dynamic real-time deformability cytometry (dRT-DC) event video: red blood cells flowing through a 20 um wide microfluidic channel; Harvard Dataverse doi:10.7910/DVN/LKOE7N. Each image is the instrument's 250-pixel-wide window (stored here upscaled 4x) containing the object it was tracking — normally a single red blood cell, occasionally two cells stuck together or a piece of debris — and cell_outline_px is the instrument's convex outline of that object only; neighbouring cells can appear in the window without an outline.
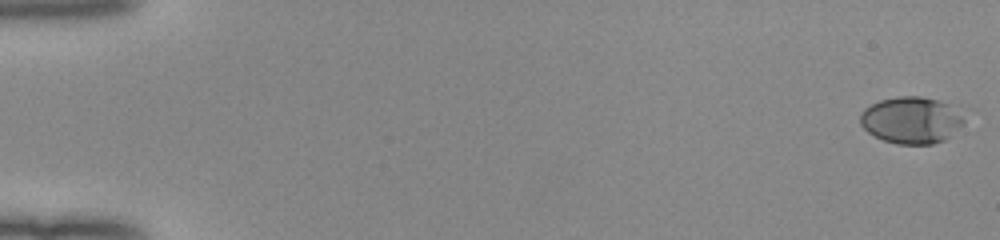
{"species": "human", "species_latin": "Homo sapiens", "temperature_condition": "room temperature", "stored_images_in_passage": 53, "camera_frame_rate_fps": 3000, "um_per_image_px": 0.085, "donor": {"sex": "female"}, "frame": {"image": 1, "passage_image": 1, "time_ms": 0.0, "image_size_px": [1000, 240], "cell_outline_px": [[968, 108], [964, 120], [944, 140], [932, 144], [896, 144], [884, 140], [868, 132], [860, 124], [860, 112], [864, 108], [880, 100], [896, 96], [920, 96], [940, 100]], "centroid_in_image_um": [77.53, 10.17], "position_along_channel_um": 7.5, "area_um2": 28.9}}
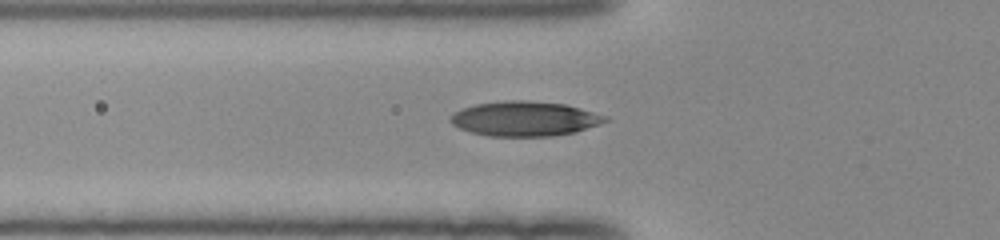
{"frame": {"image": 2, "passage_image": 20, "time_ms": 6.333, "image_size_px": [1000, 240], "cell_outline_px": [[612, 120], [576, 132], [552, 136], [488, 136], [472, 132], [460, 128], [452, 124], [448, 120], [448, 116], [464, 108], [476, 104], [504, 100], [524, 100], [564, 104], [580, 108], [608, 116]], "centroid_in_image_um": [44.63, 10.09], "position_along_channel_um": 81.2, "area_um2": 31.44}}
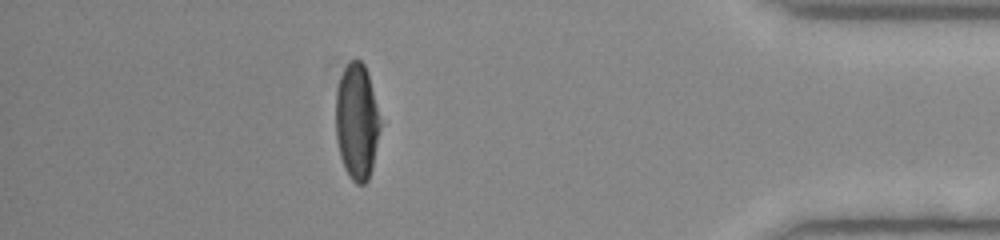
{"frame": {"image": 3, "passage_image": 47, "time_ms": 15.333, "image_size_px": [1000, 240], "cell_outline_px": [[380, 128], [372, 168], [368, 180], [364, 184], [356, 184], [352, 180], [344, 168], [340, 156], [336, 140], [336, 92], [340, 76], [344, 68], [352, 60], [360, 60], [364, 64], [368, 72], [380, 120]], "centroid_in_image_um": [30.32, 10.35], "position_along_channel_um": 404.9, "area_um2": 30.0}, "authors_computed_cell_mechanics": {"area_um2": 30.5184, "velocity_mm_per_s": 4.0174, "shape_relaxation_time_tau1_ms": 4.5249, "shape_relaxation_time_tau2_ms": null, "deformation_change_tau1": 0.212, "deformation_change_tau2": null}}